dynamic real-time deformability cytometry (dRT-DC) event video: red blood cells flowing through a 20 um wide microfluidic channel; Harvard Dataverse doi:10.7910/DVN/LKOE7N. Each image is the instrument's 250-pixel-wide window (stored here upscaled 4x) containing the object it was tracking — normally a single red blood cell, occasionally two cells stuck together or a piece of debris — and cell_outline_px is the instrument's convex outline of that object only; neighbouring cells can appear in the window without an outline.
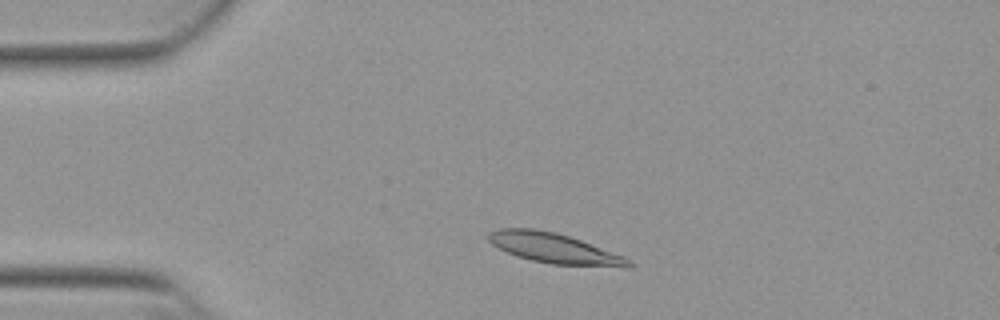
{"species": "Egyptian fruit bat (a non-hibernating species)", "species_latin": "Rousettus aegyptiacus", "temperature_condition": "warm", "stored_images_in_passage": 47, "camera_frame_rate_fps": 3000, "um_per_image_px": 0.085, "animal": {"sex": "female"}, "frame": {"image": 1, "passage_image": 6, "time_ms": 1.667, "image_size_px": [1000, 320], "cell_outline_px": [[636, 264], [628, 268], [624, 268], [552, 264], [532, 260], [516, 256], [492, 244], [488, 240], [488, 232], [500, 228], [532, 228], [556, 232], [580, 240], [624, 256], [632, 260]], "centroid_in_image_um": [47.18, 21.12], "position_along_channel_um": 37.8, "area_um2": 24.74}}
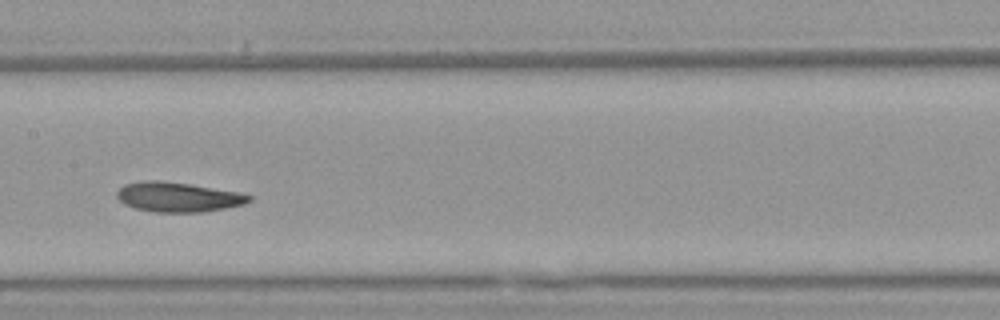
{"frame": {"image": 2, "passage_image": 21, "time_ms": 6.667, "image_size_px": [1000, 320], "cell_outline_px": [[252, 200], [244, 204], [204, 212], [156, 212], [136, 208], [124, 204], [116, 196], [116, 192], [124, 184], [144, 180], [160, 180], [188, 184], [236, 192], [252, 196]], "centroid_in_image_um": [15.1, 16.75], "position_along_channel_um": 192.3, "area_um2": 22.66}}
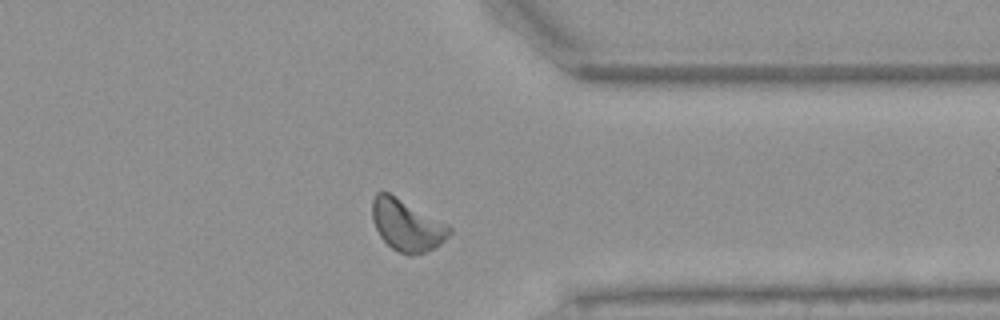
{"frame": {"image": 3, "passage_image": 36, "time_ms": 11.667, "image_size_px": [1000, 320], "cell_outline_px": [[452, 232], [436, 248], [412, 256], [408, 256], [392, 248], [380, 236], [372, 220], [372, 200], [376, 192], [388, 192], [448, 224], [452, 228]], "centroid_in_image_um": [34.58, 19.15], "position_along_channel_um": 376.8, "area_um2": 23.12}, "authors_computed_cell_mechanics": {"area_um2": 22.8888, "velocity_mm_per_s": 3.8065, "shape_relaxation_time_tau1_ms": 5.6125, "shape_relaxation_time_tau2_ms": 7.5328, "deformation_change_tau1": 0.1416, "deformation_change_tau2": 0.1375}}